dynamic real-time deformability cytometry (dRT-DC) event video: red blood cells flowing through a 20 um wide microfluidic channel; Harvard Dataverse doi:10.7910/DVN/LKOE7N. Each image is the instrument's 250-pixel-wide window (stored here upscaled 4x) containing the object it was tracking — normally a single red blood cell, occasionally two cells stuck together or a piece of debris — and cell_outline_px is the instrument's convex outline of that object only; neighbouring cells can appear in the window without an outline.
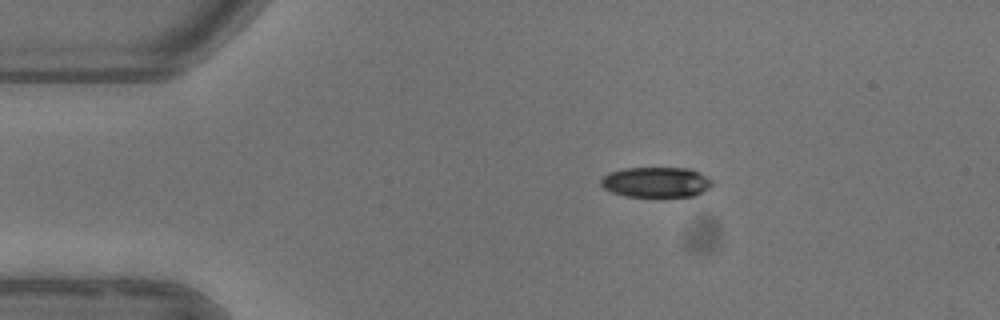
{"species": "common noctule bat (a hibernating species)", "species_latin": "Nyctalus noctula", "temperature_condition": "warm", "stored_images_in_passage": 4, "segment_of_instrument_passage": [1, 2], "camera_frame_rate_fps": 3000, "um_per_image_px": 0.085, "animal": {"sex": "female"}, "frame": {"image": 1, "passage_image": 2, "time_ms": 1.667, "image_size_px": [1000, 320], "cell_outline_px": [[712, 184], [708, 188], [696, 196], [624, 196], [612, 192], [604, 188], [600, 184], [600, 180], [608, 172], [624, 168], [688, 168], [712, 180]], "centroid_in_image_um": [55.72, 15.48], "position_along_channel_um": 29.3, "area_um2": 19.48}}